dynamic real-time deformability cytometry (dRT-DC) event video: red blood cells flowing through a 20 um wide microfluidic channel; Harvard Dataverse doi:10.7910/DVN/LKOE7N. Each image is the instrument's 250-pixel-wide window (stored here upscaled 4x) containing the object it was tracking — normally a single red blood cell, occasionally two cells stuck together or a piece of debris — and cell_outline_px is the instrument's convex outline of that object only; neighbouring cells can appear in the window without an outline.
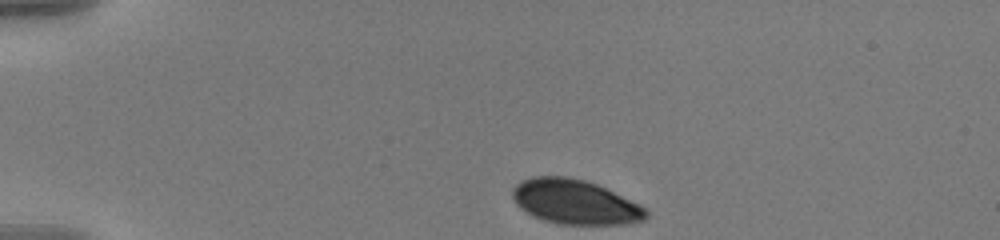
{"species": "human", "species_latin": "Homo sapiens", "temperature_condition": "warm", "stored_images_in_passage": 45, "camera_frame_rate_fps": 3000, "um_per_image_px": 0.085, "donor": {"sex": "male"}, "frame": {"image": 1, "passage_image": 1, "time_ms": 0.0, "image_size_px": [1000, 240], "cell_outline_px": [[648, 216], [644, 220], [628, 224], [560, 224], [544, 220], [532, 216], [520, 208], [516, 204], [512, 196], [512, 188], [520, 180], [532, 176], [568, 176], [584, 180], [596, 184], [640, 204], [648, 208]], "centroid_in_image_um": [48.87, 17.16], "position_along_channel_um": 36.1, "area_um2": 34.91}}
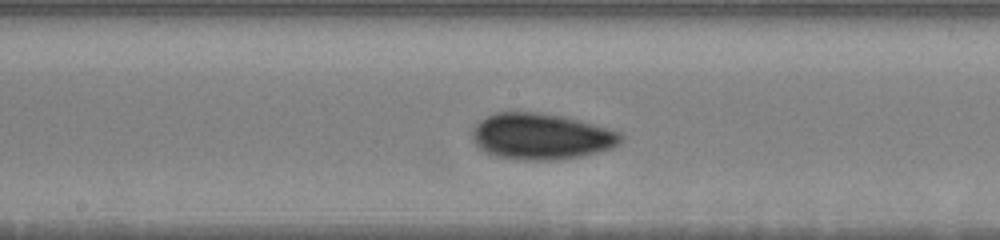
{"frame": {"image": 2, "passage_image": 20, "time_ms": 6.333, "image_size_px": [1000, 240], "cell_outline_px": [[624, 136], [620, 144], [612, 148], [580, 156], [560, 160], [512, 160], [496, 156], [480, 148], [472, 140], [472, 132], [476, 124], [480, 120], [496, 112], [540, 112], [560, 116], [592, 124], [620, 132]], "centroid_in_image_um": [45.99, 11.61], "position_along_channel_um": 202.2, "area_um2": 39.88}}
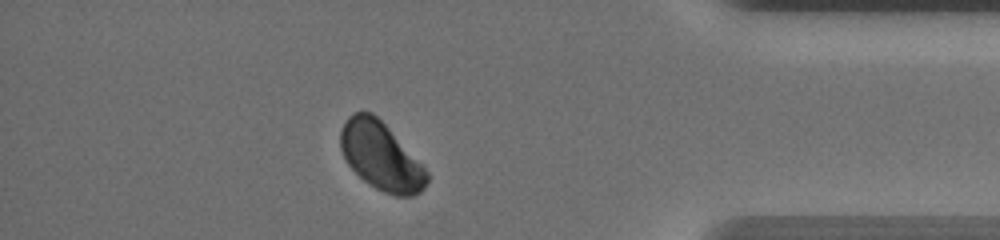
{"frame": {"image": 3, "passage_image": 39, "time_ms": 12.667, "image_size_px": [1000, 240], "cell_outline_px": [[428, 180], [424, 188], [420, 192], [412, 196], [396, 196], [384, 192], [376, 188], [364, 180], [348, 164], [340, 148], [340, 128], [348, 116], [352, 112], [372, 112], [388, 128], [428, 172]], "centroid_in_image_um": [32.35, 13.27], "position_along_channel_um": 402.9, "area_um2": 33.58}, "authors_computed_cell_mechanics": {"area_um2": 36.7608, "velocity_mm_per_s": 3.5789, "shape_relaxation_time_tau1_ms": 2.2041, "shape_relaxation_time_tau2_ms": null, "deformation_change_tau1": 0.0356, "deformation_change_tau2": null}}